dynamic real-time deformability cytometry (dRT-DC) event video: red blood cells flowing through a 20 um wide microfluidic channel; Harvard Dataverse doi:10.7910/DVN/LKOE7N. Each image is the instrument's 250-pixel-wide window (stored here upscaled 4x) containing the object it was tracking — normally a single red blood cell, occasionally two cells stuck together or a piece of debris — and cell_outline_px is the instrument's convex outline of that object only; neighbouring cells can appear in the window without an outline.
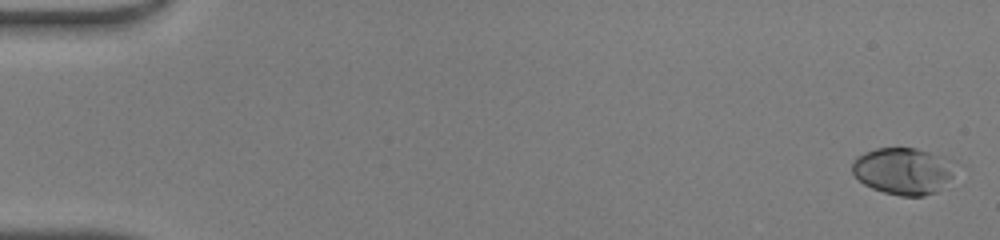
{"species": "human", "species_latin": "Homo sapiens", "temperature_condition": "warm", "stored_images_in_passage": 49, "camera_frame_rate_fps": 3000, "um_per_image_px": 0.085, "donor": {"sex": "male"}, "frame": {"image": 1, "passage_image": 1, "time_ms": 0.0, "image_size_px": [1000, 240], "cell_outline_px": [[952, 176], [936, 192], [924, 196], [900, 196], [884, 192], [872, 188], [864, 184], [852, 172], [852, 160], [856, 156], [864, 152], [876, 148], [916, 148], [928, 152], [936, 156]], "centroid_in_image_um": [76.57, 14.56], "position_along_channel_um": 8.4, "area_um2": 26.82}}
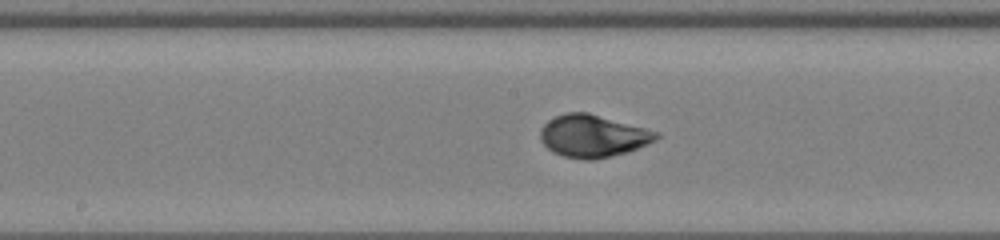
{"frame": {"image": 2, "passage_image": 26, "time_ms": 8.333, "image_size_px": [1000, 240], "cell_outline_px": [[660, 136], [656, 140], [648, 144], [628, 152], [592, 160], [584, 160], [564, 156], [552, 152], [540, 140], [540, 128], [548, 120], [556, 116], [568, 112], [588, 112], [660, 132]], "centroid_in_image_um": [50.4, 11.56], "position_along_channel_um": 197.8, "area_um2": 28.73}}
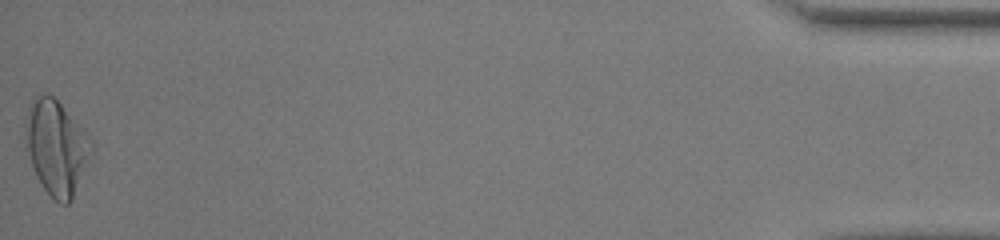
{"frame": {"image": 3, "passage_image": 49, "time_ms": 16.0, "image_size_px": [1000, 240], "cell_outline_px": [[92, 152], [72, 200], [68, 204], [60, 204], [44, 188], [36, 176], [28, 152], [24, 124], [28, 104], [36, 96], [44, 92], [48, 92], [84, 128], [92, 140]], "centroid_in_image_um": [4.79, 12.49], "position_along_channel_um": 430.4, "area_um2": 36.18}, "authors_computed_cell_mechanics": {"area_um2": 27.3394, "velocity_mm_per_s": 4.2776, "shape_relaxation_time_tau1_ms": 3.4997, "shape_relaxation_time_tau2_ms": null, "deformation_change_tau1": 0.1849, "deformation_change_tau2": null}}